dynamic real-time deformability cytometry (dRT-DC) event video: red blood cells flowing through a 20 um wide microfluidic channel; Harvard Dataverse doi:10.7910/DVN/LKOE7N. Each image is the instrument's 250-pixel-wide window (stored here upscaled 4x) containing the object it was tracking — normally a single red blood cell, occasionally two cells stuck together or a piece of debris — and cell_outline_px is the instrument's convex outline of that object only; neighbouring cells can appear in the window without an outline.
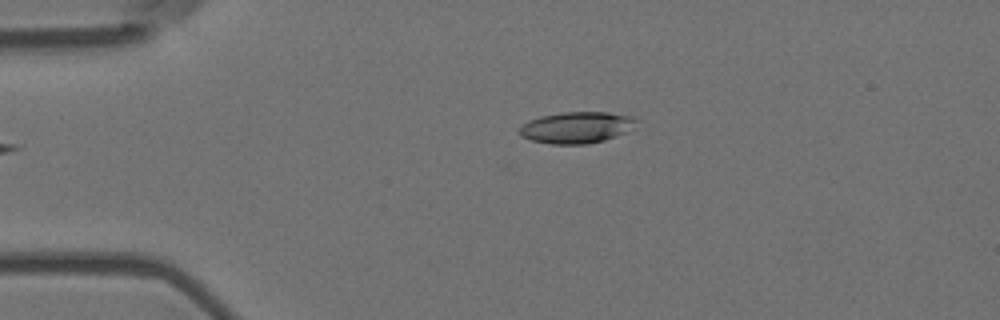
{"species": "Egyptian fruit bat (a non-hibernating species)", "species_latin": "Rousettus aegyptiacus", "temperature_condition": "room temperature", "stored_images_in_passage": 5, "camera_frame_rate_fps": 3000, "um_per_image_px": 0.085, "animal": {"sex": "female"}, "frame": {"image": 1, "passage_image": 5, "time_ms": 1.333, "image_size_px": [1000, 320], "cell_outline_px": [[640, 120], [628, 132], [604, 140], [588, 144], [552, 144], [532, 140], [520, 136], [520, 128], [528, 120], [540, 116], [564, 112], [608, 112], [636, 116]], "centroid_in_image_um": [49.08, 10.82], "position_along_channel_um": 35.9, "area_um2": 21.62}}